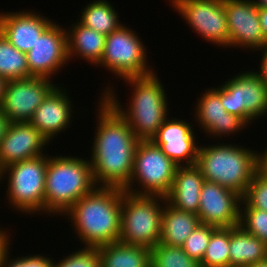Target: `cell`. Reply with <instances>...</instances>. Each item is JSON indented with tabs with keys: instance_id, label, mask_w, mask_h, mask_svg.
I'll return each instance as SVG.
<instances>
[{
	"instance_id": "cell-1",
	"label": "cell",
	"mask_w": 267,
	"mask_h": 267,
	"mask_svg": "<svg viewBox=\"0 0 267 267\" xmlns=\"http://www.w3.org/2000/svg\"><path fill=\"white\" fill-rule=\"evenodd\" d=\"M97 101V124L90 163L97 187L124 189L131 178L139 139L127 121L102 97Z\"/></svg>"
},
{
	"instance_id": "cell-2",
	"label": "cell",
	"mask_w": 267,
	"mask_h": 267,
	"mask_svg": "<svg viewBox=\"0 0 267 267\" xmlns=\"http://www.w3.org/2000/svg\"><path fill=\"white\" fill-rule=\"evenodd\" d=\"M122 189L96 187L64 214L71 222L82 247L97 248L119 241Z\"/></svg>"
},
{
	"instance_id": "cell-3",
	"label": "cell",
	"mask_w": 267,
	"mask_h": 267,
	"mask_svg": "<svg viewBox=\"0 0 267 267\" xmlns=\"http://www.w3.org/2000/svg\"><path fill=\"white\" fill-rule=\"evenodd\" d=\"M132 87L128 106L118 102L113 87H105L100 95L127 121L139 140H151L169 117L168 94L157 73L123 79ZM109 86V87H108ZM125 108H127L125 110Z\"/></svg>"
},
{
	"instance_id": "cell-4",
	"label": "cell",
	"mask_w": 267,
	"mask_h": 267,
	"mask_svg": "<svg viewBox=\"0 0 267 267\" xmlns=\"http://www.w3.org/2000/svg\"><path fill=\"white\" fill-rule=\"evenodd\" d=\"M219 143L199 145L195 165L205 181L217 183L243 196L259 170V152L235 142Z\"/></svg>"
},
{
	"instance_id": "cell-5",
	"label": "cell",
	"mask_w": 267,
	"mask_h": 267,
	"mask_svg": "<svg viewBox=\"0 0 267 267\" xmlns=\"http://www.w3.org/2000/svg\"><path fill=\"white\" fill-rule=\"evenodd\" d=\"M96 187L89 158L86 157L84 160L75 155L72 157L48 154L45 215L64 217L76 201L91 193Z\"/></svg>"
},
{
	"instance_id": "cell-6",
	"label": "cell",
	"mask_w": 267,
	"mask_h": 267,
	"mask_svg": "<svg viewBox=\"0 0 267 267\" xmlns=\"http://www.w3.org/2000/svg\"><path fill=\"white\" fill-rule=\"evenodd\" d=\"M47 165L48 154H44L11 164L0 171L1 183L7 177L6 199L9 207L11 204L12 209L25 215L39 212L44 215Z\"/></svg>"
},
{
	"instance_id": "cell-7",
	"label": "cell",
	"mask_w": 267,
	"mask_h": 267,
	"mask_svg": "<svg viewBox=\"0 0 267 267\" xmlns=\"http://www.w3.org/2000/svg\"><path fill=\"white\" fill-rule=\"evenodd\" d=\"M166 197L134 195L122 189L119 241L152 249L160 242L161 217Z\"/></svg>"
},
{
	"instance_id": "cell-8",
	"label": "cell",
	"mask_w": 267,
	"mask_h": 267,
	"mask_svg": "<svg viewBox=\"0 0 267 267\" xmlns=\"http://www.w3.org/2000/svg\"><path fill=\"white\" fill-rule=\"evenodd\" d=\"M177 167L151 140H139L132 175L123 190L134 195L166 197L171 190Z\"/></svg>"
},
{
	"instance_id": "cell-9",
	"label": "cell",
	"mask_w": 267,
	"mask_h": 267,
	"mask_svg": "<svg viewBox=\"0 0 267 267\" xmlns=\"http://www.w3.org/2000/svg\"><path fill=\"white\" fill-rule=\"evenodd\" d=\"M126 24L106 36L101 61L95 66H103L120 80L128 77L149 76L155 71L148 66L147 51L142 38Z\"/></svg>"
},
{
	"instance_id": "cell-10",
	"label": "cell",
	"mask_w": 267,
	"mask_h": 267,
	"mask_svg": "<svg viewBox=\"0 0 267 267\" xmlns=\"http://www.w3.org/2000/svg\"><path fill=\"white\" fill-rule=\"evenodd\" d=\"M227 80L220 85V100L228 113L239 117L247 126L265 117L267 87L253 70L239 72Z\"/></svg>"
},
{
	"instance_id": "cell-11",
	"label": "cell",
	"mask_w": 267,
	"mask_h": 267,
	"mask_svg": "<svg viewBox=\"0 0 267 267\" xmlns=\"http://www.w3.org/2000/svg\"><path fill=\"white\" fill-rule=\"evenodd\" d=\"M174 11L202 41L229 48L228 22L223 0H169Z\"/></svg>"
},
{
	"instance_id": "cell-12",
	"label": "cell",
	"mask_w": 267,
	"mask_h": 267,
	"mask_svg": "<svg viewBox=\"0 0 267 267\" xmlns=\"http://www.w3.org/2000/svg\"><path fill=\"white\" fill-rule=\"evenodd\" d=\"M45 77L8 80L2 95L0 110L10 120L29 122L36 109L58 84Z\"/></svg>"
},
{
	"instance_id": "cell-13",
	"label": "cell",
	"mask_w": 267,
	"mask_h": 267,
	"mask_svg": "<svg viewBox=\"0 0 267 267\" xmlns=\"http://www.w3.org/2000/svg\"><path fill=\"white\" fill-rule=\"evenodd\" d=\"M53 22L26 53L29 72L34 77L52 79L68 64L66 27Z\"/></svg>"
},
{
	"instance_id": "cell-14",
	"label": "cell",
	"mask_w": 267,
	"mask_h": 267,
	"mask_svg": "<svg viewBox=\"0 0 267 267\" xmlns=\"http://www.w3.org/2000/svg\"><path fill=\"white\" fill-rule=\"evenodd\" d=\"M223 1L228 22L229 48H245L244 50L248 48V51L262 48L266 41L261 27L259 8L253 0Z\"/></svg>"
},
{
	"instance_id": "cell-15",
	"label": "cell",
	"mask_w": 267,
	"mask_h": 267,
	"mask_svg": "<svg viewBox=\"0 0 267 267\" xmlns=\"http://www.w3.org/2000/svg\"><path fill=\"white\" fill-rule=\"evenodd\" d=\"M198 217L200 222L219 227L239 225L242 196L214 182L204 181Z\"/></svg>"
},
{
	"instance_id": "cell-16",
	"label": "cell",
	"mask_w": 267,
	"mask_h": 267,
	"mask_svg": "<svg viewBox=\"0 0 267 267\" xmlns=\"http://www.w3.org/2000/svg\"><path fill=\"white\" fill-rule=\"evenodd\" d=\"M182 119L168 117L151 141L177 166L195 165L200 143H196L194 124Z\"/></svg>"
},
{
	"instance_id": "cell-17",
	"label": "cell",
	"mask_w": 267,
	"mask_h": 267,
	"mask_svg": "<svg viewBox=\"0 0 267 267\" xmlns=\"http://www.w3.org/2000/svg\"><path fill=\"white\" fill-rule=\"evenodd\" d=\"M218 87V88H217ZM214 88H208L201 92L194 106V122L200 125V129L210 138L216 139L229 137L230 134H238L247 125L237 116L228 113L221 104L220 84ZM203 94V95H202Z\"/></svg>"
},
{
	"instance_id": "cell-18",
	"label": "cell",
	"mask_w": 267,
	"mask_h": 267,
	"mask_svg": "<svg viewBox=\"0 0 267 267\" xmlns=\"http://www.w3.org/2000/svg\"><path fill=\"white\" fill-rule=\"evenodd\" d=\"M48 140L30 123H11L0 143V171L7 166L44 155Z\"/></svg>"
},
{
	"instance_id": "cell-19",
	"label": "cell",
	"mask_w": 267,
	"mask_h": 267,
	"mask_svg": "<svg viewBox=\"0 0 267 267\" xmlns=\"http://www.w3.org/2000/svg\"><path fill=\"white\" fill-rule=\"evenodd\" d=\"M65 85L56 86L36 109L29 121L50 143L70 128L73 121L72 99L68 96Z\"/></svg>"
},
{
	"instance_id": "cell-20",
	"label": "cell",
	"mask_w": 267,
	"mask_h": 267,
	"mask_svg": "<svg viewBox=\"0 0 267 267\" xmlns=\"http://www.w3.org/2000/svg\"><path fill=\"white\" fill-rule=\"evenodd\" d=\"M35 11L0 12V32L22 53L32 49L37 38L53 23Z\"/></svg>"
},
{
	"instance_id": "cell-21",
	"label": "cell",
	"mask_w": 267,
	"mask_h": 267,
	"mask_svg": "<svg viewBox=\"0 0 267 267\" xmlns=\"http://www.w3.org/2000/svg\"><path fill=\"white\" fill-rule=\"evenodd\" d=\"M204 177L196 165L178 166L166 201L174 208L198 215Z\"/></svg>"
},
{
	"instance_id": "cell-22",
	"label": "cell",
	"mask_w": 267,
	"mask_h": 267,
	"mask_svg": "<svg viewBox=\"0 0 267 267\" xmlns=\"http://www.w3.org/2000/svg\"><path fill=\"white\" fill-rule=\"evenodd\" d=\"M71 25L66 28L68 59L82 58L96 66L104 52L106 35L84 26L79 21Z\"/></svg>"
},
{
	"instance_id": "cell-23",
	"label": "cell",
	"mask_w": 267,
	"mask_h": 267,
	"mask_svg": "<svg viewBox=\"0 0 267 267\" xmlns=\"http://www.w3.org/2000/svg\"><path fill=\"white\" fill-rule=\"evenodd\" d=\"M200 223L197 214L178 210L166 201L161 217L160 242L169 246L182 247L187 237Z\"/></svg>"
},
{
	"instance_id": "cell-24",
	"label": "cell",
	"mask_w": 267,
	"mask_h": 267,
	"mask_svg": "<svg viewBox=\"0 0 267 267\" xmlns=\"http://www.w3.org/2000/svg\"><path fill=\"white\" fill-rule=\"evenodd\" d=\"M101 267H151V249L121 241L97 247Z\"/></svg>"
},
{
	"instance_id": "cell-25",
	"label": "cell",
	"mask_w": 267,
	"mask_h": 267,
	"mask_svg": "<svg viewBox=\"0 0 267 267\" xmlns=\"http://www.w3.org/2000/svg\"><path fill=\"white\" fill-rule=\"evenodd\" d=\"M230 267H248L267 256V245L240 225L230 227Z\"/></svg>"
},
{
	"instance_id": "cell-26",
	"label": "cell",
	"mask_w": 267,
	"mask_h": 267,
	"mask_svg": "<svg viewBox=\"0 0 267 267\" xmlns=\"http://www.w3.org/2000/svg\"><path fill=\"white\" fill-rule=\"evenodd\" d=\"M80 14L78 21L81 24L106 36L123 25L118 12L107 0L90 1Z\"/></svg>"
},
{
	"instance_id": "cell-27",
	"label": "cell",
	"mask_w": 267,
	"mask_h": 267,
	"mask_svg": "<svg viewBox=\"0 0 267 267\" xmlns=\"http://www.w3.org/2000/svg\"><path fill=\"white\" fill-rule=\"evenodd\" d=\"M0 76L6 81L33 77L29 72L26 54L16 49L1 32Z\"/></svg>"
},
{
	"instance_id": "cell-28",
	"label": "cell",
	"mask_w": 267,
	"mask_h": 267,
	"mask_svg": "<svg viewBox=\"0 0 267 267\" xmlns=\"http://www.w3.org/2000/svg\"><path fill=\"white\" fill-rule=\"evenodd\" d=\"M230 227L216 228L203 255L201 267H230Z\"/></svg>"
},
{
	"instance_id": "cell-29",
	"label": "cell",
	"mask_w": 267,
	"mask_h": 267,
	"mask_svg": "<svg viewBox=\"0 0 267 267\" xmlns=\"http://www.w3.org/2000/svg\"><path fill=\"white\" fill-rule=\"evenodd\" d=\"M151 267H201L182 247L159 242L151 249Z\"/></svg>"
},
{
	"instance_id": "cell-30",
	"label": "cell",
	"mask_w": 267,
	"mask_h": 267,
	"mask_svg": "<svg viewBox=\"0 0 267 267\" xmlns=\"http://www.w3.org/2000/svg\"><path fill=\"white\" fill-rule=\"evenodd\" d=\"M240 208L267 211V176L258 170L242 196Z\"/></svg>"
},
{
	"instance_id": "cell-31",
	"label": "cell",
	"mask_w": 267,
	"mask_h": 267,
	"mask_svg": "<svg viewBox=\"0 0 267 267\" xmlns=\"http://www.w3.org/2000/svg\"><path fill=\"white\" fill-rule=\"evenodd\" d=\"M216 228L212 225L200 223L187 237L182 246L184 252L192 259L201 263L206 248L209 245L211 235Z\"/></svg>"
},
{
	"instance_id": "cell-32",
	"label": "cell",
	"mask_w": 267,
	"mask_h": 267,
	"mask_svg": "<svg viewBox=\"0 0 267 267\" xmlns=\"http://www.w3.org/2000/svg\"><path fill=\"white\" fill-rule=\"evenodd\" d=\"M239 225L267 245V211L255 208H240Z\"/></svg>"
},
{
	"instance_id": "cell-33",
	"label": "cell",
	"mask_w": 267,
	"mask_h": 267,
	"mask_svg": "<svg viewBox=\"0 0 267 267\" xmlns=\"http://www.w3.org/2000/svg\"><path fill=\"white\" fill-rule=\"evenodd\" d=\"M11 239L8 241L5 248L1 251L0 254V267H53L54 259L52 257H48L49 255H28L15 257L11 260L10 255V247H11ZM10 246V247H9ZM10 255V256H9Z\"/></svg>"
},
{
	"instance_id": "cell-34",
	"label": "cell",
	"mask_w": 267,
	"mask_h": 267,
	"mask_svg": "<svg viewBox=\"0 0 267 267\" xmlns=\"http://www.w3.org/2000/svg\"><path fill=\"white\" fill-rule=\"evenodd\" d=\"M71 253L60 261L54 260L53 267H101L97 248L83 247Z\"/></svg>"
},
{
	"instance_id": "cell-35",
	"label": "cell",
	"mask_w": 267,
	"mask_h": 267,
	"mask_svg": "<svg viewBox=\"0 0 267 267\" xmlns=\"http://www.w3.org/2000/svg\"><path fill=\"white\" fill-rule=\"evenodd\" d=\"M261 51L260 56L261 63H260V68L258 71H254L262 80V82L266 85L267 87V43H265L262 48L258 50V52Z\"/></svg>"
},
{
	"instance_id": "cell-36",
	"label": "cell",
	"mask_w": 267,
	"mask_h": 267,
	"mask_svg": "<svg viewBox=\"0 0 267 267\" xmlns=\"http://www.w3.org/2000/svg\"><path fill=\"white\" fill-rule=\"evenodd\" d=\"M10 124H11L10 120L0 110V143L1 140L4 138V136L6 135L7 129Z\"/></svg>"
},
{
	"instance_id": "cell-37",
	"label": "cell",
	"mask_w": 267,
	"mask_h": 267,
	"mask_svg": "<svg viewBox=\"0 0 267 267\" xmlns=\"http://www.w3.org/2000/svg\"><path fill=\"white\" fill-rule=\"evenodd\" d=\"M259 17L264 38L267 43V8H259Z\"/></svg>"
},
{
	"instance_id": "cell-38",
	"label": "cell",
	"mask_w": 267,
	"mask_h": 267,
	"mask_svg": "<svg viewBox=\"0 0 267 267\" xmlns=\"http://www.w3.org/2000/svg\"><path fill=\"white\" fill-rule=\"evenodd\" d=\"M259 170L267 176V147L259 153Z\"/></svg>"
},
{
	"instance_id": "cell-39",
	"label": "cell",
	"mask_w": 267,
	"mask_h": 267,
	"mask_svg": "<svg viewBox=\"0 0 267 267\" xmlns=\"http://www.w3.org/2000/svg\"><path fill=\"white\" fill-rule=\"evenodd\" d=\"M3 228H0V254L1 251L5 248V246L7 245L8 241L10 240V236H12L10 234V232H8L7 230H2ZM8 233V234H7Z\"/></svg>"
},
{
	"instance_id": "cell-40",
	"label": "cell",
	"mask_w": 267,
	"mask_h": 267,
	"mask_svg": "<svg viewBox=\"0 0 267 267\" xmlns=\"http://www.w3.org/2000/svg\"><path fill=\"white\" fill-rule=\"evenodd\" d=\"M248 267H267V256L257 263L249 265Z\"/></svg>"
},
{
	"instance_id": "cell-41",
	"label": "cell",
	"mask_w": 267,
	"mask_h": 267,
	"mask_svg": "<svg viewBox=\"0 0 267 267\" xmlns=\"http://www.w3.org/2000/svg\"><path fill=\"white\" fill-rule=\"evenodd\" d=\"M6 80L0 76V103L2 100V95L5 91V85H6Z\"/></svg>"
},
{
	"instance_id": "cell-42",
	"label": "cell",
	"mask_w": 267,
	"mask_h": 267,
	"mask_svg": "<svg viewBox=\"0 0 267 267\" xmlns=\"http://www.w3.org/2000/svg\"><path fill=\"white\" fill-rule=\"evenodd\" d=\"M253 3L258 8H267V0H253Z\"/></svg>"
}]
</instances>
